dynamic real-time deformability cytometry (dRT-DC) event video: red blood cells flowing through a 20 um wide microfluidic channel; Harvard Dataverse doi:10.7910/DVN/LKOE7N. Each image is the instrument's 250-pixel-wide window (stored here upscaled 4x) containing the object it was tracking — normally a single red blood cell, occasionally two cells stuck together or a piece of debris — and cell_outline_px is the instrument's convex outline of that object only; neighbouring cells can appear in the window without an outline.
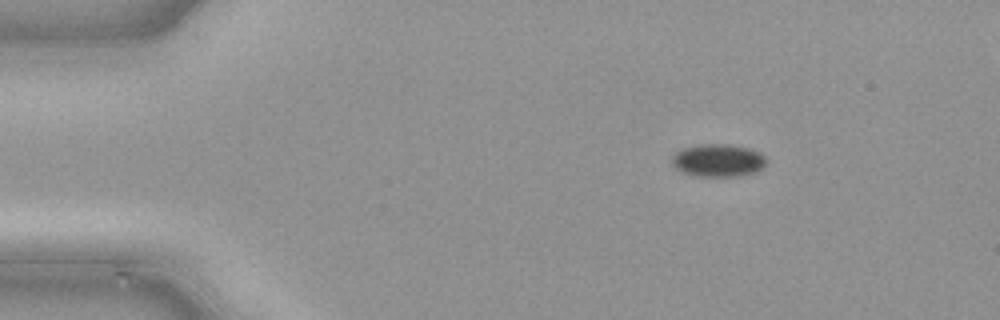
{"species": "common noctule bat (a hibernating species)", "species_latin": "Nyctalus noctula", "temperature_condition": "cold", "stored_images_in_passage": 43, "segment_of_instrument_passage": [1, 2], "camera_frame_rate_fps": 3000, "um_per_image_px": 0.085, "animal": {"sex": "male", "body_mass_g": 21.5, "forearm_length_mm": 52.0}, "frame": {"image": 1, "passage_image": 1, "time_ms": 0.0, "image_size_px": [1000, 320], "cell_outline_px": [[764, 168], [756, 172], [736, 176], [696, 176], [684, 172], [676, 168], [672, 164], [672, 156], [680, 148], [700, 144], [724, 144], [748, 148], [760, 152], [764, 156]], "centroid_in_image_um": [61.02, 13.63], "position_along_channel_um": 24.0, "area_um2": 17.92}}
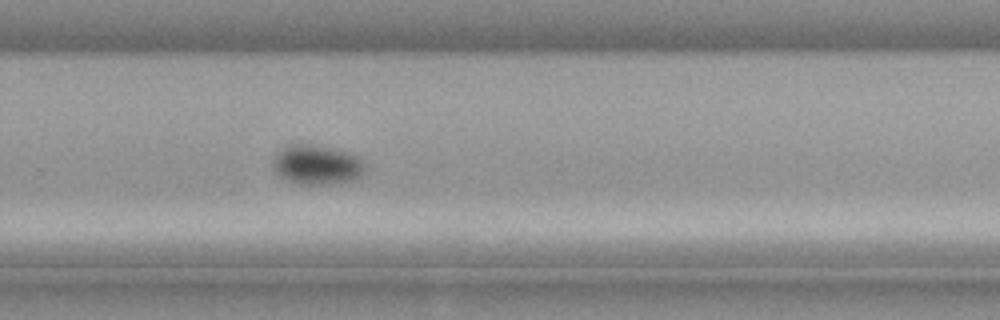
{"frame": {"image": 2, "passage_image": 26, "time_ms": 8.333, "image_size_px": [1000, 320], "cell_outline_px": [[364, 172], [360, 176], [352, 180], [332, 184], [300, 184], [288, 180], [280, 176], [272, 168], [272, 156], [276, 152], [288, 144], [312, 144], [348, 152], [356, 156], [360, 160], [364, 168]], "centroid_in_image_um": [26.86, 13.99], "position_along_channel_um": 302.9, "area_um2": 21.21}}
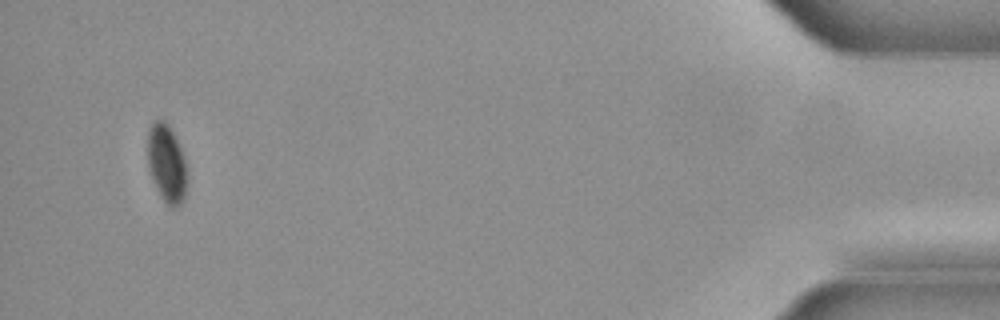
{"frame": {"image": 3, "passage_image": 40, "time_ms": 13.0, "image_size_px": [1000, 320], "cell_outline_px": [[188, 180], [184, 200], [176, 208], [168, 208], [156, 188], [148, 164], [148, 132], [152, 124], [156, 120], [164, 120], [168, 124], [184, 156], [188, 172]], "centroid_in_image_um": [14.2, 13.97], "position_along_channel_um": 421.0, "area_um2": 18.03}}